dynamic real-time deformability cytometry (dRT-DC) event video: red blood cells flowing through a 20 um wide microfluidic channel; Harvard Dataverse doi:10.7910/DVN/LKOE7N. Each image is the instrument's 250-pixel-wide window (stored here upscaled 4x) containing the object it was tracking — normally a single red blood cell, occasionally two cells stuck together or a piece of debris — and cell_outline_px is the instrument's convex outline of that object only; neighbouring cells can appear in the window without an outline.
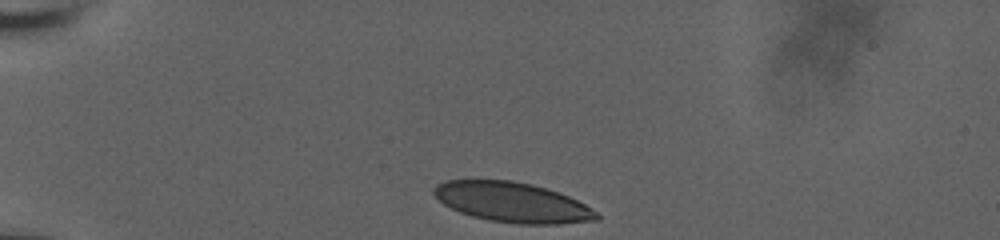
{"species": "human", "species_latin": "Homo sapiens", "temperature_condition": "room temperature", "stored_images_in_passage": 3, "camera_frame_rate_fps": 3000, "um_per_image_px": 0.085, "donor": {"sex": "male"}, "frame": {"image": 1, "passage_image": 1, "time_ms": 0.0, "image_size_px": [1000, 240], "cell_outline_px": [[600, 220], [560, 224], [516, 224], [488, 220], [472, 216], [460, 212], [444, 204], [432, 192], [432, 188], [436, 184], [444, 180], [512, 180], [532, 184], [568, 196], [584, 204], [596, 212], [600, 216]], "centroid_in_image_um": [43.53, 17.2], "position_along_channel_um": 41.5, "area_um2": 37.86}}